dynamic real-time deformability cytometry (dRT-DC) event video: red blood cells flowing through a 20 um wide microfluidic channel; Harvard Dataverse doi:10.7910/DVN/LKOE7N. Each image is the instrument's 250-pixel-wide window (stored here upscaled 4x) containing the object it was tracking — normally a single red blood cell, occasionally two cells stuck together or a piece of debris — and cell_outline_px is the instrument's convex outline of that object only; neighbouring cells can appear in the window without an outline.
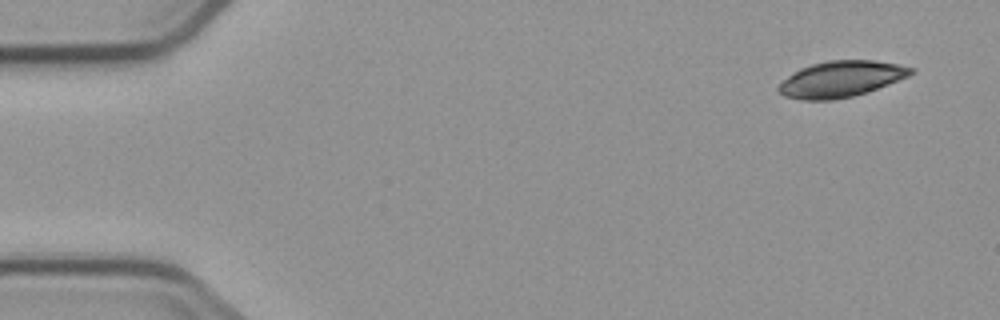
{"species": "common noctule bat (a hibernating species)", "species_latin": "Nyctalus noctula", "temperature_condition": "cold", "stored_images_in_passage": 6, "segment_of_instrument_passage": [2, 2], "camera_frame_rate_fps": 3000, "um_per_image_px": 0.085, "animal": {"sex": "male", "body_mass_g": 23.1, "forearm_length_mm": 52.7}, "frame": {"image": 1, "passage_image": 6, "time_ms": 5.667, "image_size_px": [1000, 320], "cell_outline_px": [[916, 72], [908, 76], [888, 84], [852, 96], [832, 100], [800, 100], [784, 96], [776, 88], [788, 76], [800, 68], [812, 64], [828, 60], [872, 60], [896, 64], [916, 68]], "centroid_in_image_um": [71.48, 6.71], "position_along_channel_um": 13.5, "area_um2": 27.57}}